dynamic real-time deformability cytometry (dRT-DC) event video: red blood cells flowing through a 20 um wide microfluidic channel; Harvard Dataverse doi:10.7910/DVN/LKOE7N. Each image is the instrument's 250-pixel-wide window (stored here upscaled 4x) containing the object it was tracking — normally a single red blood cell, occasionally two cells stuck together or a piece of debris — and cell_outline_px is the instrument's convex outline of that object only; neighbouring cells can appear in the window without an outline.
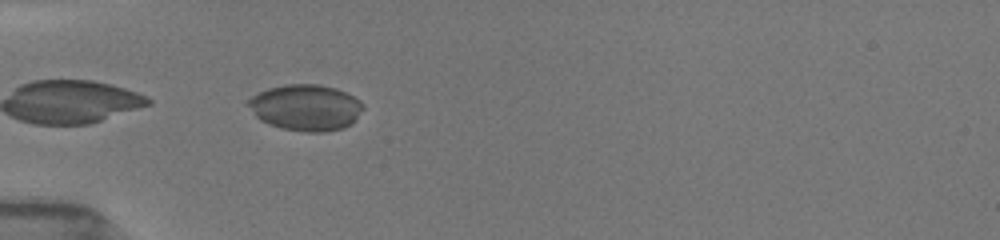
{"species": "common noctule bat (a hibernating species)", "species_latin": "Nyctalus noctula", "temperature_condition": "room temperature", "stored_images_in_passage": 37, "camera_frame_rate_fps": 3000, "um_per_image_px": 0.085, "animal": {"sex": "female", "body_mass_g": 19.5, "forearm_length_mm": 54.1}, "frame": {"image": 1, "passage_image": 2, "time_ms": 0.333, "image_size_px": [1000, 240], "cell_outline_px": [[364, 108], [352, 124], [344, 128], [324, 132], [304, 132], [280, 128], [268, 124], [260, 120], [256, 116], [248, 104], [248, 100], [252, 96], [268, 88], [284, 84], [316, 84], [336, 88], [360, 100], [364, 104]], "centroid_in_image_um": [26.01, 9.15], "position_along_channel_um": 59.0, "area_um2": 30.98}}
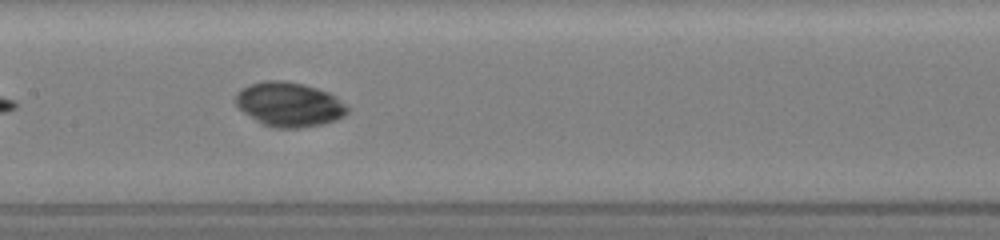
{"frame": {"image": 2, "passage_image": 12, "time_ms": 3.667, "image_size_px": [1000, 240], "cell_outline_px": [[348, 112], [344, 116], [336, 120], [324, 124], [300, 128], [276, 128], [260, 124], [244, 112], [236, 104], [236, 96], [240, 88], [264, 80], [284, 80], [304, 84], [328, 92], [336, 96], [348, 108]], "centroid_in_image_um": [24.58, 8.88], "position_along_channel_um": 182.8, "area_um2": 29.02}}
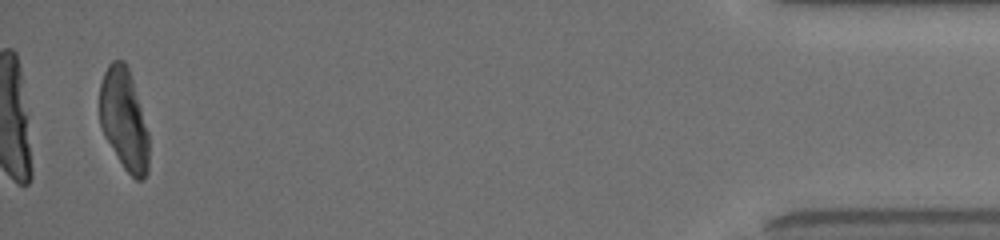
{"frame": {"image": 3, "passage_image": 36, "time_ms": 11.667, "image_size_px": [1000, 240], "cell_outline_px": [[148, 172], [144, 180], [136, 180], [124, 168], [104, 136], [100, 124], [100, 84], [104, 72], [108, 64], [112, 60], [124, 60], [128, 68], [132, 80], [148, 132]], "centroid_in_image_um": [10.53, 10.17], "position_along_channel_um": 424.7, "area_um2": 28.84}}